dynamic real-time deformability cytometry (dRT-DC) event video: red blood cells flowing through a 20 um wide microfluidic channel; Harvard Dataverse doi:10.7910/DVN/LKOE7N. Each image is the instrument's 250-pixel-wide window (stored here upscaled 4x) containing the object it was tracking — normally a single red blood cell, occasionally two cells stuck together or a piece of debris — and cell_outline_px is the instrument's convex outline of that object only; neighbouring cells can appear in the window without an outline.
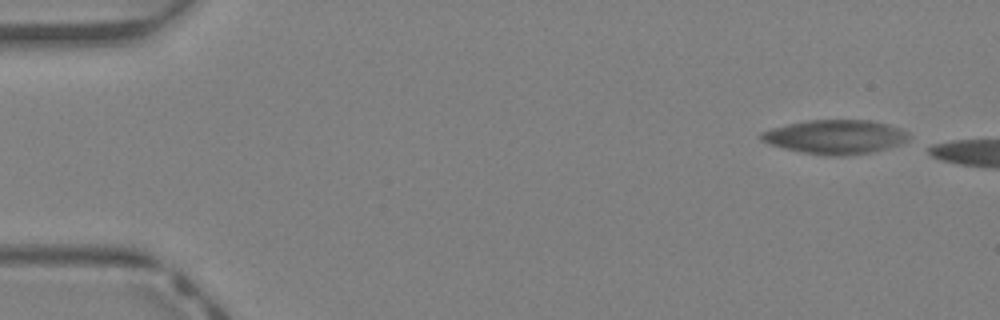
{"species": "Egyptian fruit bat (a non-hibernating species)", "species_latin": "Rousettus aegyptiacus", "temperature_condition": "warm", "stored_images_in_passage": 5, "camera_frame_rate_fps": 3000, "um_per_image_px": 0.085, "animal": {"sex": "female"}, "frame": {"image": 1, "passage_image": 1, "time_ms": 0.0, "image_size_px": [1000, 320], "cell_outline_px": [[912, 140], [904, 144], [872, 152], [848, 156], [828, 156], [800, 152], [768, 144], [760, 140], [760, 132], [772, 128], [788, 124], [808, 120], [872, 120], [888, 124], [900, 128], [908, 132], [912, 136]], "centroid_in_image_um": [71.07, 11.64], "position_along_channel_um": 13.9, "area_um2": 29.88}}